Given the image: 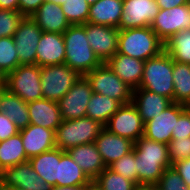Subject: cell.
<instances>
[{
	"label": "cell",
	"instance_id": "cell-22",
	"mask_svg": "<svg viewBox=\"0 0 190 190\" xmlns=\"http://www.w3.org/2000/svg\"><path fill=\"white\" fill-rule=\"evenodd\" d=\"M43 32L63 34L71 24L59 4L44 1L30 16Z\"/></svg>",
	"mask_w": 190,
	"mask_h": 190
},
{
	"label": "cell",
	"instance_id": "cell-7",
	"mask_svg": "<svg viewBox=\"0 0 190 190\" xmlns=\"http://www.w3.org/2000/svg\"><path fill=\"white\" fill-rule=\"evenodd\" d=\"M41 67L38 65H19L6 75V89L18 95L24 102L43 98L41 89Z\"/></svg>",
	"mask_w": 190,
	"mask_h": 190
},
{
	"label": "cell",
	"instance_id": "cell-43",
	"mask_svg": "<svg viewBox=\"0 0 190 190\" xmlns=\"http://www.w3.org/2000/svg\"><path fill=\"white\" fill-rule=\"evenodd\" d=\"M172 166L178 172L185 184L190 188V158L178 161Z\"/></svg>",
	"mask_w": 190,
	"mask_h": 190
},
{
	"label": "cell",
	"instance_id": "cell-8",
	"mask_svg": "<svg viewBox=\"0 0 190 190\" xmlns=\"http://www.w3.org/2000/svg\"><path fill=\"white\" fill-rule=\"evenodd\" d=\"M80 75L67 64L41 67L43 98L58 102L72 88Z\"/></svg>",
	"mask_w": 190,
	"mask_h": 190
},
{
	"label": "cell",
	"instance_id": "cell-3",
	"mask_svg": "<svg viewBox=\"0 0 190 190\" xmlns=\"http://www.w3.org/2000/svg\"><path fill=\"white\" fill-rule=\"evenodd\" d=\"M162 51L164 43L150 26L119 30L117 53L146 61Z\"/></svg>",
	"mask_w": 190,
	"mask_h": 190
},
{
	"label": "cell",
	"instance_id": "cell-14",
	"mask_svg": "<svg viewBox=\"0 0 190 190\" xmlns=\"http://www.w3.org/2000/svg\"><path fill=\"white\" fill-rule=\"evenodd\" d=\"M188 106L173 102L157 117L144 123L143 136L149 140L168 144L172 139V131L178 121L179 116Z\"/></svg>",
	"mask_w": 190,
	"mask_h": 190
},
{
	"label": "cell",
	"instance_id": "cell-33",
	"mask_svg": "<svg viewBox=\"0 0 190 190\" xmlns=\"http://www.w3.org/2000/svg\"><path fill=\"white\" fill-rule=\"evenodd\" d=\"M101 190H135L137 184L106 167L95 179Z\"/></svg>",
	"mask_w": 190,
	"mask_h": 190
},
{
	"label": "cell",
	"instance_id": "cell-35",
	"mask_svg": "<svg viewBox=\"0 0 190 190\" xmlns=\"http://www.w3.org/2000/svg\"><path fill=\"white\" fill-rule=\"evenodd\" d=\"M61 7L71 25L87 23L90 4L86 0H65Z\"/></svg>",
	"mask_w": 190,
	"mask_h": 190
},
{
	"label": "cell",
	"instance_id": "cell-25",
	"mask_svg": "<svg viewBox=\"0 0 190 190\" xmlns=\"http://www.w3.org/2000/svg\"><path fill=\"white\" fill-rule=\"evenodd\" d=\"M122 14L123 0H98L90 5L87 23L119 29Z\"/></svg>",
	"mask_w": 190,
	"mask_h": 190
},
{
	"label": "cell",
	"instance_id": "cell-36",
	"mask_svg": "<svg viewBox=\"0 0 190 190\" xmlns=\"http://www.w3.org/2000/svg\"><path fill=\"white\" fill-rule=\"evenodd\" d=\"M108 168L138 185L136 155L134 149L113 162Z\"/></svg>",
	"mask_w": 190,
	"mask_h": 190
},
{
	"label": "cell",
	"instance_id": "cell-50",
	"mask_svg": "<svg viewBox=\"0 0 190 190\" xmlns=\"http://www.w3.org/2000/svg\"><path fill=\"white\" fill-rule=\"evenodd\" d=\"M0 190H22V189L17 187L3 186L0 184Z\"/></svg>",
	"mask_w": 190,
	"mask_h": 190
},
{
	"label": "cell",
	"instance_id": "cell-21",
	"mask_svg": "<svg viewBox=\"0 0 190 190\" xmlns=\"http://www.w3.org/2000/svg\"><path fill=\"white\" fill-rule=\"evenodd\" d=\"M172 103L163 95L142 88L133 89L132 104L137 108L143 123L157 117Z\"/></svg>",
	"mask_w": 190,
	"mask_h": 190
},
{
	"label": "cell",
	"instance_id": "cell-28",
	"mask_svg": "<svg viewBox=\"0 0 190 190\" xmlns=\"http://www.w3.org/2000/svg\"><path fill=\"white\" fill-rule=\"evenodd\" d=\"M90 181L69 153L61 150L58 163V186H86Z\"/></svg>",
	"mask_w": 190,
	"mask_h": 190
},
{
	"label": "cell",
	"instance_id": "cell-40",
	"mask_svg": "<svg viewBox=\"0 0 190 190\" xmlns=\"http://www.w3.org/2000/svg\"><path fill=\"white\" fill-rule=\"evenodd\" d=\"M190 137V107H188L178 118L173 128L172 138Z\"/></svg>",
	"mask_w": 190,
	"mask_h": 190
},
{
	"label": "cell",
	"instance_id": "cell-52",
	"mask_svg": "<svg viewBox=\"0 0 190 190\" xmlns=\"http://www.w3.org/2000/svg\"><path fill=\"white\" fill-rule=\"evenodd\" d=\"M90 5L95 4L98 0H86Z\"/></svg>",
	"mask_w": 190,
	"mask_h": 190
},
{
	"label": "cell",
	"instance_id": "cell-30",
	"mask_svg": "<svg viewBox=\"0 0 190 190\" xmlns=\"http://www.w3.org/2000/svg\"><path fill=\"white\" fill-rule=\"evenodd\" d=\"M121 106L118 101L93 92L87 106L86 116L105 126Z\"/></svg>",
	"mask_w": 190,
	"mask_h": 190
},
{
	"label": "cell",
	"instance_id": "cell-27",
	"mask_svg": "<svg viewBox=\"0 0 190 190\" xmlns=\"http://www.w3.org/2000/svg\"><path fill=\"white\" fill-rule=\"evenodd\" d=\"M0 111L3 112L16 127L21 130L30 124L28 103L18 95L10 93L7 89L2 92L0 98Z\"/></svg>",
	"mask_w": 190,
	"mask_h": 190
},
{
	"label": "cell",
	"instance_id": "cell-34",
	"mask_svg": "<svg viewBox=\"0 0 190 190\" xmlns=\"http://www.w3.org/2000/svg\"><path fill=\"white\" fill-rule=\"evenodd\" d=\"M20 65L14 37L0 38V69L7 75Z\"/></svg>",
	"mask_w": 190,
	"mask_h": 190
},
{
	"label": "cell",
	"instance_id": "cell-38",
	"mask_svg": "<svg viewBox=\"0 0 190 190\" xmlns=\"http://www.w3.org/2000/svg\"><path fill=\"white\" fill-rule=\"evenodd\" d=\"M167 150L171 165L190 158V137L172 138L167 144Z\"/></svg>",
	"mask_w": 190,
	"mask_h": 190
},
{
	"label": "cell",
	"instance_id": "cell-37",
	"mask_svg": "<svg viewBox=\"0 0 190 190\" xmlns=\"http://www.w3.org/2000/svg\"><path fill=\"white\" fill-rule=\"evenodd\" d=\"M23 17L19 11L0 9V38L14 37Z\"/></svg>",
	"mask_w": 190,
	"mask_h": 190
},
{
	"label": "cell",
	"instance_id": "cell-47",
	"mask_svg": "<svg viewBox=\"0 0 190 190\" xmlns=\"http://www.w3.org/2000/svg\"><path fill=\"white\" fill-rule=\"evenodd\" d=\"M84 186H53L52 190H83Z\"/></svg>",
	"mask_w": 190,
	"mask_h": 190
},
{
	"label": "cell",
	"instance_id": "cell-19",
	"mask_svg": "<svg viewBox=\"0 0 190 190\" xmlns=\"http://www.w3.org/2000/svg\"><path fill=\"white\" fill-rule=\"evenodd\" d=\"M23 147L28 158L40 155L56 147L55 131L38 125L29 124L19 130Z\"/></svg>",
	"mask_w": 190,
	"mask_h": 190
},
{
	"label": "cell",
	"instance_id": "cell-17",
	"mask_svg": "<svg viewBox=\"0 0 190 190\" xmlns=\"http://www.w3.org/2000/svg\"><path fill=\"white\" fill-rule=\"evenodd\" d=\"M95 144L105 166L108 167L113 162L132 151L135 143L103 127L95 140Z\"/></svg>",
	"mask_w": 190,
	"mask_h": 190
},
{
	"label": "cell",
	"instance_id": "cell-15",
	"mask_svg": "<svg viewBox=\"0 0 190 190\" xmlns=\"http://www.w3.org/2000/svg\"><path fill=\"white\" fill-rule=\"evenodd\" d=\"M159 10L156 0H123L119 30L150 26Z\"/></svg>",
	"mask_w": 190,
	"mask_h": 190
},
{
	"label": "cell",
	"instance_id": "cell-16",
	"mask_svg": "<svg viewBox=\"0 0 190 190\" xmlns=\"http://www.w3.org/2000/svg\"><path fill=\"white\" fill-rule=\"evenodd\" d=\"M0 184L22 190H52L53 188L37 174L29 161L5 168L0 172Z\"/></svg>",
	"mask_w": 190,
	"mask_h": 190
},
{
	"label": "cell",
	"instance_id": "cell-51",
	"mask_svg": "<svg viewBox=\"0 0 190 190\" xmlns=\"http://www.w3.org/2000/svg\"><path fill=\"white\" fill-rule=\"evenodd\" d=\"M46 2H52L54 4H59L60 6L64 4L65 0H45Z\"/></svg>",
	"mask_w": 190,
	"mask_h": 190
},
{
	"label": "cell",
	"instance_id": "cell-18",
	"mask_svg": "<svg viewBox=\"0 0 190 190\" xmlns=\"http://www.w3.org/2000/svg\"><path fill=\"white\" fill-rule=\"evenodd\" d=\"M65 64V43L63 34L42 32L36 51V65L39 67Z\"/></svg>",
	"mask_w": 190,
	"mask_h": 190
},
{
	"label": "cell",
	"instance_id": "cell-46",
	"mask_svg": "<svg viewBox=\"0 0 190 190\" xmlns=\"http://www.w3.org/2000/svg\"><path fill=\"white\" fill-rule=\"evenodd\" d=\"M135 190H160L156 184H139Z\"/></svg>",
	"mask_w": 190,
	"mask_h": 190
},
{
	"label": "cell",
	"instance_id": "cell-48",
	"mask_svg": "<svg viewBox=\"0 0 190 190\" xmlns=\"http://www.w3.org/2000/svg\"><path fill=\"white\" fill-rule=\"evenodd\" d=\"M83 190H101L94 180L90 181Z\"/></svg>",
	"mask_w": 190,
	"mask_h": 190
},
{
	"label": "cell",
	"instance_id": "cell-42",
	"mask_svg": "<svg viewBox=\"0 0 190 190\" xmlns=\"http://www.w3.org/2000/svg\"><path fill=\"white\" fill-rule=\"evenodd\" d=\"M45 0H19L18 11L23 16H31Z\"/></svg>",
	"mask_w": 190,
	"mask_h": 190
},
{
	"label": "cell",
	"instance_id": "cell-32",
	"mask_svg": "<svg viewBox=\"0 0 190 190\" xmlns=\"http://www.w3.org/2000/svg\"><path fill=\"white\" fill-rule=\"evenodd\" d=\"M164 50L175 62L190 64V29L174 34L164 43Z\"/></svg>",
	"mask_w": 190,
	"mask_h": 190
},
{
	"label": "cell",
	"instance_id": "cell-31",
	"mask_svg": "<svg viewBox=\"0 0 190 190\" xmlns=\"http://www.w3.org/2000/svg\"><path fill=\"white\" fill-rule=\"evenodd\" d=\"M173 102L190 107V64L173 63Z\"/></svg>",
	"mask_w": 190,
	"mask_h": 190
},
{
	"label": "cell",
	"instance_id": "cell-53",
	"mask_svg": "<svg viewBox=\"0 0 190 190\" xmlns=\"http://www.w3.org/2000/svg\"><path fill=\"white\" fill-rule=\"evenodd\" d=\"M6 89L5 86H0V98H1V95H2V92Z\"/></svg>",
	"mask_w": 190,
	"mask_h": 190
},
{
	"label": "cell",
	"instance_id": "cell-39",
	"mask_svg": "<svg viewBox=\"0 0 190 190\" xmlns=\"http://www.w3.org/2000/svg\"><path fill=\"white\" fill-rule=\"evenodd\" d=\"M156 185L160 190H190L173 166L164 170Z\"/></svg>",
	"mask_w": 190,
	"mask_h": 190
},
{
	"label": "cell",
	"instance_id": "cell-29",
	"mask_svg": "<svg viewBox=\"0 0 190 190\" xmlns=\"http://www.w3.org/2000/svg\"><path fill=\"white\" fill-rule=\"evenodd\" d=\"M21 134L17 133L4 141H0V172L5 168L28 161Z\"/></svg>",
	"mask_w": 190,
	"mask_h": 190
},
{
	"label": "cell",
	"instance_id": "cell-49",
	"mask_svg": "<svg viewBox=\"0 0 190 190\" xmlns=\"http://www.w3.org/2000/svg\"><path fill=\"white\" fill-rule=\"evenodd\" d=\"M6 85V75L5 73L0 69V86Z\"/></svg>",
	"mask_w": 190,
	"mask_h": 190
},
{
	"label": "cell",
	"instance_id": "cell-9",
	"mask_svg": "<svg viewBox=\"0 0 190 190\" xmlns=\"http://www.w3.org/2000/svg\"><path fill=\"white\" fill-rule=\"evenodd\" d=\"M150 27L163 43L174 34L190 29V3L169 9H160Z\"/></svg>",
	"mask_w": 190,
	"mask_h": 190
},
{
	"label": "cell",
	"instance_id": "cell-13",
	"mask_svg": "<svg viewBox=\"0 0 190 190\" xmlns=\"http://www.w3.org/2000/svg\"><path fill=\"white\" fill-rule=\"evenodd\" d=\"M90 47L102 63L113 57L118 51L119 29L92 23L82 24Z\"/></svg>",
	"mask_w": 190,
	"mask_h": 190
},
{
	"label": "cell",
	"instance_id": "cell-6",
	"mask_svg": "<svg viewBox=\"0 0 190 190\" xmlns=\"http://www.w3.org/2000/svg\"><path fill=\"white\" fill-rule=\"evenodd\" d=\"M85 77L90 82L91 89L94 93L110 97L118 101L121 105L132 102L133 90L106 63H102L86 74Z\"/></svg>",
	"mask_w": 190,
	"mask_h": 190
},
{
	"label": "cell",
	"instance_id": "cell-20",
	"mask_svg": "<svg viewBox=\"0 0 190 190\" xmlns=\"http://www.w3.org/2000/svg\"><path fill=\"white\" fill-rule=\"evenodd\" d=\"M105 63L132 90L139 88L145 61L116 53Z\"/></svg>",
	"mask_w": 190,
	"mask_h": 190
},
{
	"label": "cell",
	"instance_id": "cell-44",
	"mask_svg": "<svg viewBox=\"0 0 190 190\" xmlns=\"http://www.w3.org/2000/svg\"><path fill=\"white\" fill-rule=\"evenodd\" d=\"M160 9H169L190 3V0H156Z\"/></svg>",
	"mask_w": 190,
	"mask_h": 190
},
{
	"label": "cell",
	"instance_id": "cell-24",
	"mask_svg": "<svg viewBox=\"0 0 190 190\" xmlns=\"http://www.w3.org/2000/svg\"><path fill=\"white\" fill-rule=\"evenodd\" d=\"M67 152L91 181L106 168L95 142L78 145Z\"/></svg>",
	"mask_w": 190,
	"mask_h": 190
},
{
	"label": "cell",
	"instance_id": "cell-26",
	"mask_svg": "<svg viewBox=\"0 0 190 190\" xmlns=\"http://www.w3.org/2000/svg\"><path fill=\"white\" fill-rule=\"evenodd\" d=\"M61 158V149L55 147L28 159L32 168L48 184L58 186V163Z\"/></svg>",
	"mask_w": 190,
	"mask_h": 190
},
{
	"label": "cell",
	"instance_id": "cell-1",
	"mask_svg": "<svg viewBox=\"0 0 190 190\" xmlns=\"http://www.w3.org/2000/svg\"><path fill=\"white\" fill-rule=\"evenodd\" d=\"M139 184H156L166 168L171 167L167 145L140 137L134 144Z\"/></svg>",
	"mask_w": 190,
	"mask_h": 190
},
{
	"label": "cell",
	"instance_id": "cell-4",
	"mask_svg": "<svg viewBox=\"0 0 190 190\" xmlns=\"http://www.w3.org/2000/svg\"><path fill=\"white\" fill-rule=\"evenodd\" d=\"M173 63L174 60L165 50L146 60L139 88L163 95L173 102Z\"/></svg>",
	"mask_w": 190,
	"mask_h": 190
},
{
	"label": "cell",
	"instance_id": "cell-41",
	"mask_svg": "<svg viewBox=\"0 0 190 190\" xmlns=\"http://www.w3.org/2000/svg\"><path fill=\"white\" fill-rule=\"evenodd\" d=\"M17 133H19V129L15 123L10 121L8 117L0 111V141H4Z\"/></svg>",
	"mask_w": 190,
	"mask_h": 190
},
{
	"label": "cell",
	"instance_id": "cell-5",
	"mask_svg": "<svg viewBox=\"0 0 190 190\" xmlns=\"http://www.w3.org/2000/svg\"><path fill=\"white\" fill-rule=\"evenodd\" d=\"M104 126L85 116L73 120H63L55 131L57 148L68 151L82 144L95 142Z\"/></svg>",
	"mask_w": 190,
	"mask_h": 190
},
{
	"label": "cell",
	"instance_id": "cell-23",
	"mask_svg": "<svg viewBox=\"0 0 190 190\" xmlns=\"http://www.w3.org/2000/svg\"><path fill=\"white\" fill-rule=\"evenodd\" d=\"M30 124L56 131L62 123L58 102L41 98L28 102Z\"/></svg>",
	"mask_w": 190,
	"mask_h": 190
},
{
	"label": "cell",
	"instance_id": "cell-10",
	"mask_svg": "<svg viewBox=\"0 0 190 190\" xmlns=\"http://www.w3.org/2000/svg\"><path fill=\"white\" fill-rule=\"evenodd\" d=\"M116 135L136 142L144 134V123L137 108L131 103L122 105L104 126Z\"/></svg>",
	"mask_w": 190,
	"mask_h": 190
},
{
	"label": "cell",
	"instance_id": "cell-12",
	"mask_svg": "<svg viewBox=\"0 0 190 190\" xmlns=\"http://www.w3.org/2000/svg\"><path fill=\"white\" fill-rule=\"evenodd\" d=\"M92 94L90 82L85 76H80L68 93L58 101L62 120L85 117Z\"/></svg>",
	"mask_w": 190,
	"mask_h": 190
},
{
	"label": "cell",
	"instance_id": "cell-2",
	"mask_svg": "<svg viewBox=\"0 0 190 190\" xmlns=\"http://www.w3.org/2000/svg\"><path fill=\"white\" fill-rule=\"evenodd\" d=\"M65 64L85 76L102 62L90 47L86 37L85 27L82 24L71 25L64 33Z\"/></svg>",
	"mask_w": 190,
	"mask_h": 190
},
{
	"label": "cell",
	"instance_id": "cell-11",
	"mask_svg": "<svg viewBox=\"0 0 190 190\" xmlns=\"http://www.w3.org/2000/svg\"><path fill=\"white\" fill-rule=\"evenodd\" d=\"M42 30L30 16H24L14 34L20 65H36L37 45Z\"/></svg>",
	"mask_w": 190,
	"mask_h": 190
},
{
	"label": "cell",
	"instance_id": "cell-45",
	"mask_svg": "<svg viewBox=\"0 0 190 190\" xmlns=\"http://www.w3.org/2000/svg\"><path fill=\"white\" fill-rule=\"evenodd\" d=\"M19 0H0V9L18 11Z\"/></svg>",
	"mask_w": 190,
	"mask_h": 190
}]
</instances>
